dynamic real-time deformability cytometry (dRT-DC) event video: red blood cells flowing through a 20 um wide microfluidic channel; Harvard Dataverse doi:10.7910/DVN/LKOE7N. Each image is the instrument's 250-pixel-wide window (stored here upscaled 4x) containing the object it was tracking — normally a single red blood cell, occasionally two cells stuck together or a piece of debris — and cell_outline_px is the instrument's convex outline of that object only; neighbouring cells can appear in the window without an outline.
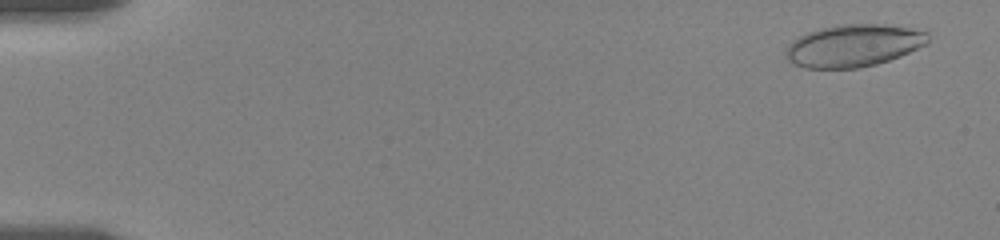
{"species": "human", "species_latin": "Homo sapiens", "temperature_condition": "room temperature", "stored_images_in_passage": 31, "camera_frame_rate_fps": 3000, "um_per_image_px": 0.085, "donor": {"sex": "female"}, "frame": {"image": 1, "passage_image": 2, "time_ms": 0.333, "image_size_px": [1000, 240], "cell_outline_px": [[928, 44], [900, 56], [876, 64], [860, 68], [808, 68], [792, 64], [784, 56], [784, 52], [788, 44], [792, 40], [808, 32], [820, 28], [836, 24], [884, 24], [908, 28], [928, 32]], "centroid_in_image_um": [72.52, 3.87], "position_along_channel_um": 12.5, "area_um2": 35.26}}
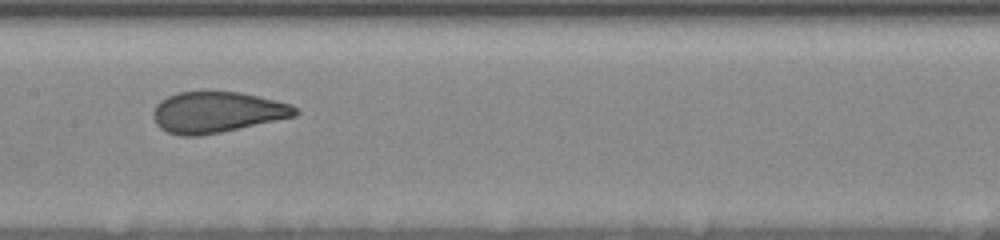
{"frame": {"image": 2, "passage_image": 21, "time_ms": 9.333, "image_size_px": [1000, 240], "cell_outline_px": [[300, 112], [296, 116], [220, 132], [200, 136], [180, 136], [168, 132], [160, 128], [156, 124], [152, 116], [152, 112], [156, 104], [160, 100], [168, 96], [180, 92], [240, 92], [276, 100], [288, 104], [296, 108]], "centroid_in_image_um": [18.4, 9.54], "position_along_channel_um": 189.0, "area_um2": 33.76}}
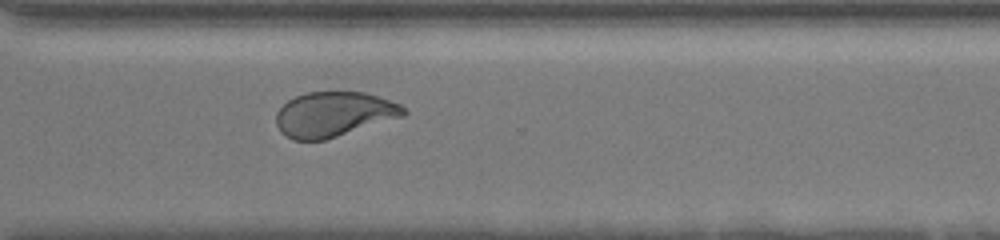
{"frame": {"image": 3, "passage_image": 31, "time_ms": 13.667, "image_size_px": [1000, 240], "cell_outline_px": [[408, 112], [404, 116], [324, 140], [292, 140], [284, 136], [280, 132], [276, 124], [276, 112], [288, 100], [304, 92], [364, 92], [400, 104]], "centroid_in_image_um": [28.34, 9.72], "position_along_channel_um": 342.3, "area_um2": 33.29}}